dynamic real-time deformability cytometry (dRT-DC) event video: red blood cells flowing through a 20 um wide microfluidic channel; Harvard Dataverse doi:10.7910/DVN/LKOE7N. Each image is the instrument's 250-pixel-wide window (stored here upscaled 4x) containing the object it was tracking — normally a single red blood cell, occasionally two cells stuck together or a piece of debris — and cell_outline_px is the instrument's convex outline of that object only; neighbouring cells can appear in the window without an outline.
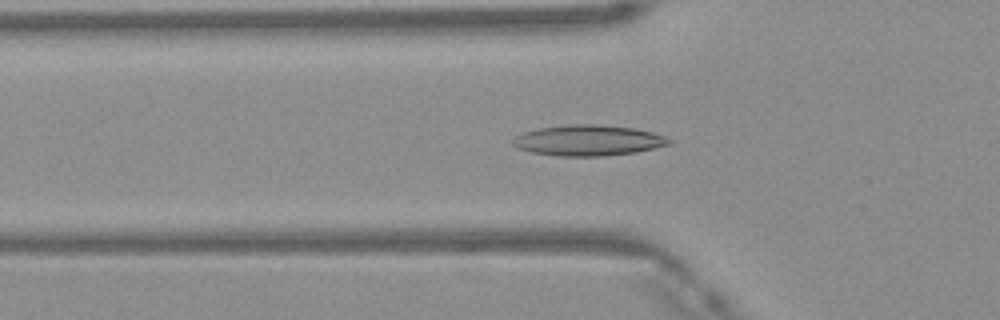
{"species": "Egyptian fruit bat (a non-hibernating species)", "species_latin": "Rousettus aegyptiacus", "temperature_condition": "warm", "stored_images_in_passage": 48, "camera_frame_rate_fps": 3000, "um_per_image_px": 0.085, "frame": {"image": 1, "passage_image": 16, "time_ms": 5.0, "image_size_px": [1000, 320], "cell_outline_px": [[672, 144], [636, 152], [604, 156], [556, 156], [532, 152], [516, 148], [512, 144], [512, 140], [516, 136], [524, 132], [540, 128], [568, 124], [592, 124], [632, 128], [652, 132], [664, 136], [672, 140]], "centroid_in_image_um": [49.99, 11.94], "position_along_channel_um": 75.8, "area_um2": 27.92}}
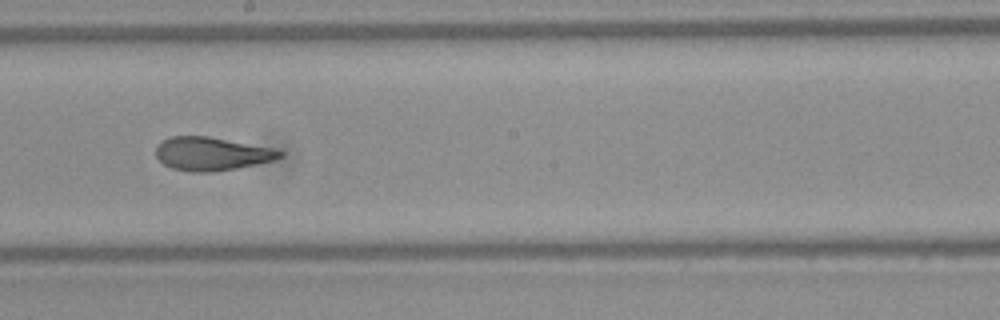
{"frame": {"image": 2, "passage_image": 27, "time_ms": 8.667, "image_size_px": [1000, 320], "cell_outline_px": [[284, 156], [272, 160], [236, 168], [212, 172], [192, 172], [172, 168], [164, 164], [156, 156], [156, 144], [160, 140], [172, 136], [208, 136], [272, 148], [284, 152]], "centroid_in_image_um": [17.94, 13.06], "position_along_channel_um": 230.3, "area_um2": 23.99}}
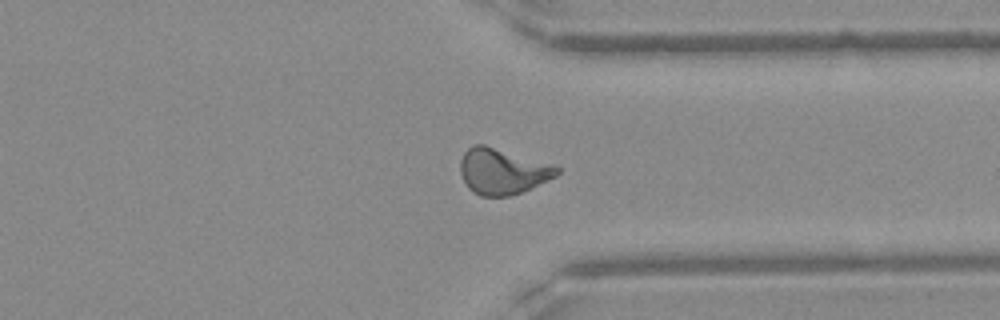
{"frame": {"image": 3, "passage_image": 37, "time_ms": 12.0, "image_size_px": [1000, 320], "cell_outline_px": [[560, 172], [556, 176], [548, 180], [512, 196], [480, 196], [472, 192], [468, 188], [460, 172], [460, 160], [464, 152], [472, 144], [484, 144], [556, 164], [560, 168]], "centroid_in_image_um": [42.72, 14.55], "position_along_channel_um": 368.7, "area_um2": 26.18}, "authors_computed_cell_mechanics": {"area_um2": 24.9407, "velocity_mm_per_s": 4.1841, "shape_relaxation_time_tau1_ms": null, "shape_relaxation_time_tau2_ms": 1.6232, "deformation_change_tau1": null, "deformation_change_tau2": 0.0905}}